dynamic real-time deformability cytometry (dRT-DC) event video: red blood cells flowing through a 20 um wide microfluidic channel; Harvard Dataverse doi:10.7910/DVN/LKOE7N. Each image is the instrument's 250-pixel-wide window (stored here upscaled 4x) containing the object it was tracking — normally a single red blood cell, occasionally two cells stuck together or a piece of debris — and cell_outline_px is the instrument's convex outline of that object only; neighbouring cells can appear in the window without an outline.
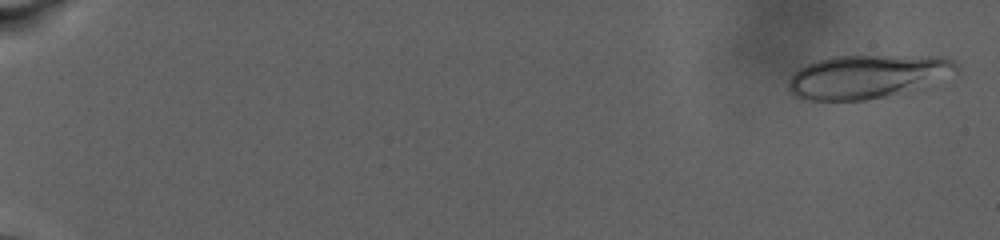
{"species": "human", "species_latin": "Homo sapiens", "temperature_condition": "warm", "stored_images_in_passage": 78, "camera_frame_rate_fps": 3000, "um_per_image_px": 0.085, "donor": {"sex": "male"}, "frame": {"image": 1, "passage_image": 1, "time_ms": 0.0, "image_size_px": [1000, 240], "cell_outline_px": [[960, 68], [928, 88], [864, 100], [812, 100], [796, 96], [788, 88], [788, 80], [800, 68], [808, 64], [832, 56], [940, 56], [952, 60]], "centroid_in_image_um": [73.8, 6.51], "position_along_channel_um": 11.2, "area_um2": 42.66}}
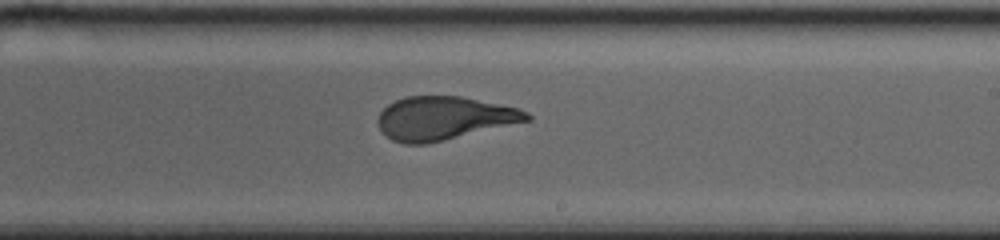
{"frame": {"image": 2, "passage_image": 55, "time_ms": 16.667, "image_size_px": [1000, 240], "cell_outline_px": [[532, 120], [444, 140], [424, 144], [404, 144], [392, 140], [380, 128], [376, 120], [380, 112], [388, 104], [396, 100], [408, 96], [460, 96], [520, 108], [528, 112], [532, 116]], "centroid_in_image_um": [37.75, 10.04], "position_along_channel_um": 251.2, "area_um2": 37.57}}
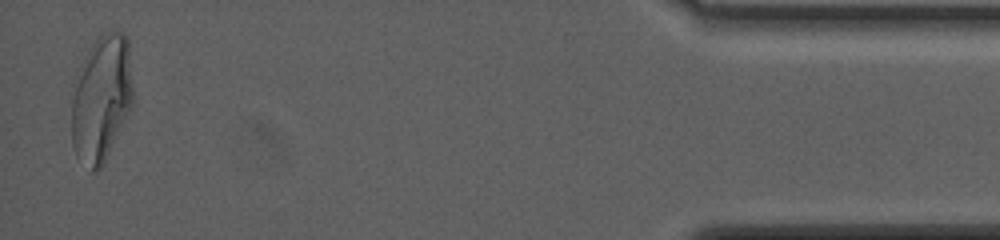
{"frame": {"image": 3, "passage_image": 77, "time_ms": 25.667, "image_size_px": [1000, 240], "cell_outline_px": [[132, 104], [104, 164], [96, 172], [92, 172], [76, 156], [72, 144], [72, 100], [76, 72], [84, 56], [92, 44], [104, 32], [124, 32], [128, 40], [132, 88]], "centroid_in_image_um": [8.59, 8.38], "position_along_channel_um": 426.6, "area_um2": 45.2}, "authors_computed_cell_mechanics": {"area_um2": 39.015, "velocity_mm_per_s": 2.6994, "shape_relaxation_time_tau1_ms": 9.0191, "shape_relaxation_time_tau2_ms": 1.3852, "deformation_change_tau1": 0.2521, "deformation_change_tau2": 0.0883}}